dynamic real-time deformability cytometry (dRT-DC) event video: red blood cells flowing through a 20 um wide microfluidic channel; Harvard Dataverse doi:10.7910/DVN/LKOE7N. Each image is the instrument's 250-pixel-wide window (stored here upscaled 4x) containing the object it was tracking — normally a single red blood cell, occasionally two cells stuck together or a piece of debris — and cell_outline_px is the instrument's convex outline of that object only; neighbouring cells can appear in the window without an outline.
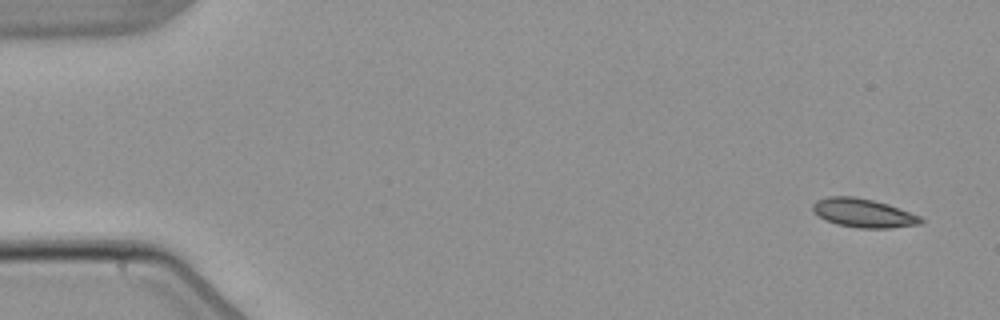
{"species": "common noctule bat (a hibernating species)", "species_latin": "Nyctalus noctula", "temperature_condition": "warm", "stored_images_in_passage": 8, "camera_frame_rate_fps": 3000, "um_per_image_px": 0.085, "animal": {"sex": "male", "body_mass_g": 21.5, "forearm_length_mm": 52.0}, "frame": {"image": 1, "passage_image": 1, "time_ms": 0.0, "image_size_px": [1000, 320], "cell_outline_px": [[924, 220], [920, 224], [888, 228], [860, 228], [836, 224], [824, 220], [812, 208], [812, 204], [816, 200], [828, 196], [852, 196], [872, 200], [888, 204], [920, 216]], "centroid_in_image_um": [73.37, 18.1], "position_along_channel_um": 11.6, "area_um2": 17.98}}
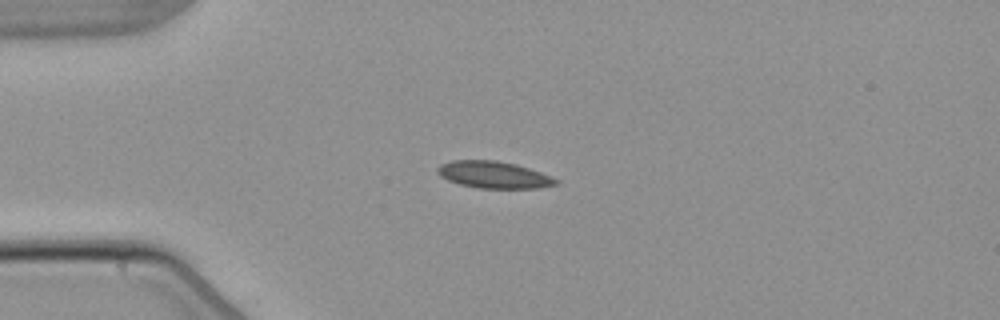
{"frame": {"image": 2, "passage_image": 4, "time_ms": 3.667, "image_size_px": [1000, 320], "cell_outline_px": [[560, 184], [540, 188], [476, 188], [460, 184], [448, 180], [440, 176], [436, 172], [436, 168], [440, 164], [452, 160], [496, 160], [516, 164], [552, 176], [560, 180]], "centroid_in_image_um": [41.98, 14.86], "position_along_channel_um": 43.0, "area_um2": 18.79}}
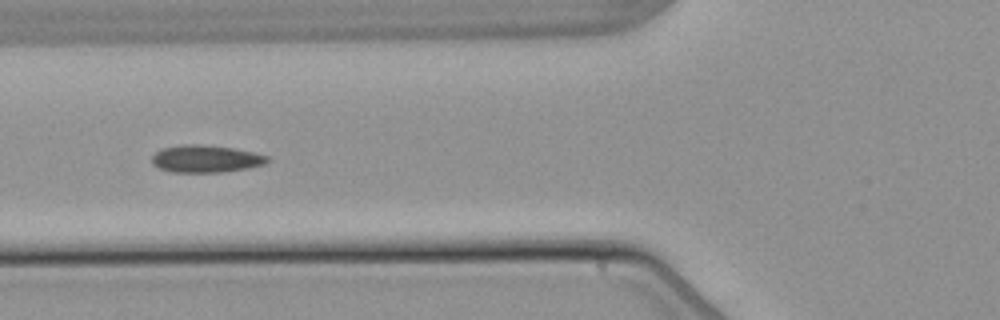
{"frame": {"image": 3, "passage_image": 6, "time_ms": 6.0, "image_size_px": [1000, 320], "cell_outline_px": [[272, 160], [264, 164], [248, 168], [220, 172], [172, 172], [160, 168], [152, 164], [152, 156], [160, 148], [180, 144], [200, 144], [232, 148], [252, 152], [268, 156]], "centroid_in_image_um": [17.48, 13.49], "position_along_channel_um": 108.3, "area_um2": 18.44}}